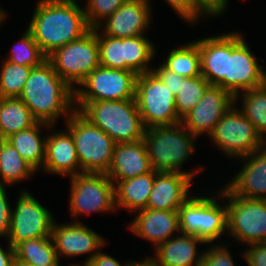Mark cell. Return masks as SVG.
<instances>
[{"mask_svg":"<svg viewBox=\"0 0 266 266\" xmlns=\"http://www.w3.org/2000/svg\"><path fill=\"white\" fill-rule=\"evenodd\" d=\"M227 32V75L225 90L234 97L243 91L260 87L266 83L264 66L260 65L248 45L244 33Z\"/></svg>","mask_w":266,"mask_h":266,"instance_id":"obj_12","label":"cell"},{"mask_svg":"<svg viewBox=\"0 0 266 266\" xmlns=\"http://www.w3.org/2000/svg\"><path fill=\"white\" fill-rule=\"evenodd\" d=\"M221 195L227 206V236L231 243L266 242V200L230 194L221 185Z\"/></svg>","mask_w":266,"mask_h":266,"instance_id":"obj_9","label":"cell"},{"mask_svg":"<svg viewBox=\"0 0 266 266\" xmlns=\"http://www.w3.org/2000/svg\"><path fill=\"white\" fill-rule=\"evenodd\" d=\"M7 15V12H5V10L0 6V27L2 26L3 22H6V18H8Z\"/></svg>","mask_w":266,"mask_h":266,"instance_id":"obj_47","label":"cell"},{"mask_svg":"<svg viewBox=\"0 0 266 266\" xmlns=\"http://www.w3.org/2000/svg\"><path fill=\"white\" fill-rule=\"evenodd\" d=\"M133 266H154L145 256L141 261H136Z\"/></svg>","mask_w":266,"mask_h":266,"instance_id":"obj_46","label":"cell"},{"mask_svg":"<svg viewBox=\"0 0 266 266\" xmlns=\"http://www.w3.org/2000/svg\"><path fill=\"white\" fill-rule=\"evenodd\" d=\"M226 243H209V247L203 252L200 266H236L232 252L228 249L230 244Z\"/></svg>","mask_w":266,"mask_h":266,"instance_id":"obj_39","label":"cell"},{"mask_svg":"<svg viewBox=\"0 0 266 266\" xmlns=\"http://www.w3.org/2000/svg\"><path fill=\"white\" fill-rule=\"evenodd\" d=\"M37 171L6 139H0V186L8 187L31 179Z\"/></svg>","mask_w":266,"mask_h":266,"instance_id":"obj_28","label":"cell"},{"mask_svg":"<svg viewBox=\"0 0 266 266\" xmlns=\"http://www.w3.org/2000/svg\"><path fill=\"white\" fill-rule=\"evenodd\" d=\"M81 264H79V263H72V264H70L69 263V264H66V266H88V263H85V262H82ZM57 266H65V265H61L60 262H59Z\"/></svg>","mask_w":266,"mask_h":266,"instance_id":"obj_49","label":"cell"},{"mask_svg":"<svg viewBox=\"0 0 266 266\" xmlns=\"http://www.w3.org/2000/svg\"><path fill=\"white\" fill-rule=\"evenodd\" d=\"M156 171L114 184L115 209L135 213L147 208L155 181Z\"/></svg>","mask_w":266,"mask_h":266,"instance_id":"obj_25","label":"cell"},{"mask_svg":"<svg viewBox=\"0 0 266 266\" xmlns=\"http://www.w3.org/2000/svg\"><path fill=\"white\" fill-rule=\"evenodd\" d=\"M18 193V200L12 208L9 235L6 239L14 248L23 241L51 236L56 218L31 192H28V189Z\"/></svg>","mask_w":266,"mask_h":266,"instance_id":"obj_13","label":"cell"},{"mask_svg":"<svg viewBox=\"0 0 266 266\" xmlns=\"http://www.w3.org/2000/svg\"><path fill=\"white\" fill-rule=\"evenodd\" d=\"M198 245L207 246L196 236L179 233L157 246L155 254L146 258L154 266H200L204 248L202 251Z\"/></svg>","mask_w":266,"mask_h":266,"instance_id":"obj_22","label":"cell"},{"mask_svg":"<svg viewBox=\"0 0 266 266\" xmlns=\"http://www.w3.org/2000/svg\"><path fill=\"white\" fill-rule=\"evenodd\" d=\"M237 102H240V106ZM235 104L266 142V83L260 87L238 93L235 96Z\"/></svg>","mask_w":266,"mask_h":266,"instance_id":"obj_31","label":"cell"},{"mask_svg":"<svg viewBox=\"0 0 266 266\" xmlns=\"http://www.w3.org/2000/svg\"><path fill=\"white\" fill-rule=\"evenodd\" d=\"M70 179L69 211L73 222L78 217L96 213L116 212L114 183L106 174L80 173Z\"/></svg>","mask_w":266,"mask_h":266,"instance_id":"obj_10","label":"cell"},{"mask_svg":"<svg viewBox=\"0 0 266 266\" xmlns=\"http://www.w3.org/2000/svg\"><path fill=\"white\" fill-rule=\"evenodd\" d=\"M38 121L19 97L0 98V139H7Z\"/></svg>","mask_w":266,"mask_h":266,"instance_id":"obj_27","label":"cell"},{"mask_svg":"<svg viewBox=\"0 0 266 266\" xmlns=\"http://www.w3.org/2000/svg\"><path fill=\"white\" fill-rule=\"evenodd\" d=\"M161 64L168 70L184 77H197L201 75L200 52L197 40L181 43L170 49ZM163 62V63H162Z\"/></svg>","mask_w":266,"mask_h":266,"instance_id":"obj_29","label":"cell"},{"mask_svg":"<svg viewBox=\"0 0 266 266\" xmlns=\"http://www.w3.org/2000/svg\"><path fill=\"white\" fill-rule=\"evenodd\" d=\"M156 51L155 44L150 38H147V35L126 37L125 70L134 71L137 75L150 72L154 65L152 62L157 55Z\"/></svg>","mask_w":266,"mask_h":266,"instance_id":"obj_30","label":"cell"},{"mask_svg":"<svg viewBox=\"0 0 266 266\" xmlns=\"http://www.w3.org/2000/svg\"><path fill=\"white\" fill-rule=\"evenodd\" d=\"M19 98L38 122L49 125L59 124L61 118L65 121L75 111V90L48 59L32 68Z\"/></svg>","mask_w":266,"mask_h":266,"instance_id":"obj_2","label":"cell"},{"mask_svg":"<svg viewBox=\"0 0 266 266\" xmlns=\"http://www.w3.org/2000/svg\"><path fill=\"white\" fill-rule=\"evenodd\" d=\"M214 193L206 196L193 192L178 208L180 233L196 236L207 245L227 237V206L221 189Z\"/></svg>","mask_w":266,"mask_h":266,"instance_id":"obj_5","label":"cell"},{"mask_svg":"<svg viewBox=\"0 0 266 266\" xmlns=\"http://www.w3.org/2000/svg\"><path fill=\"white\" fill-rule=\"evenodd\" d=\"M192 180L191 176L182 172H156L147 208L178 210L193 194L190 188L194 183Z\"/></svg>","mask_w":266,"mask_h":266,"instance_id":"obj_21","label":"cell"},{"mask_svg":"<svg viewBox=\"0 0 266 266\" xmlns=\"http://www.w3.org/2000/svg\"><path fill=\"white\" fill-rule=\"evenodd\" d=\"M136 261L127 260L121 262L115 257L100 250L89 262L88 266H133ZM124 263V264H123Z\"/></svg>","mask_w":266,"mask_h":266,"instance_id":"obj_44","label":"cell"},{"mask_svg":"<svg viewBox=\"0 0 266 266\" xmlns=\"http://www.w3.org/2000/svg\"><path fill=\"white\" fill-rule=\"evenodd\" d=\"M97 41L99 44L100 65L107 68L125 70V38L105 35L97 29Z\"/></svg>","mask_w":266,"mask_h":266,"instance_id":"obj_36","label":"cell"},{"mask_svg":"<svg viewBox=\"0 0 266 266\" xmlns=\"http://www.w3.org/2000/svg\"><path fill=\"white\" fill-rule=\"evenodd\" d=\"M49 127L50 125L47 123L37 122L29 129L21 130L6 139L37 173L40 172L45 161L46 137L48 134L45 131L48 132Z\"/></svg>","mask_w":266,"mask_h":266,"instance_id":"obj_26","label":"cell"},{"mask_svg":"<svg viewBox=\"0 0 266 266\" xmlns=\"http://www.w3.org/2000/svg\"><path fill=\"white\" fill-rule=\"evenodd\" d=\"M135 99L146 129L181 123L175 95L152 71L137 76Z\"/></svg>","mask_w":266,"mask_h":266,"instance_id":"obj_11","label":"cell"},{"mask_svg":"<svg viewBox=\"0 0 266 266\" xmlns=\"http://www.w3.org/2000/svg\"><path fill=\"white\" fill-rule=\"evenodd\" d=\"M134 71L99 66L75 90V102L135 99Z\"/></svg>","mask_w":266,"mask_h":266,"instance_id":"obj_14","label":"cell"},{"mask_svg":"<svg viewBox=\"0 0 266 266\" xmlns=\"http://www.w3.org/2000/svg\"><path fill=\"white\" fill-rule=\"evenodd\" d=\"M51 238L59 261L62 257L65 259L89 254L83 261L88 263L107 244L98 232L83 222L72 220L61 224L55 220Z\"/></svg>","mask_w":266,"mask_h":266,"instance_id":"obj_15","label":"cell"},{"mask_svg":"<svg viewBox=\"0 0 266 266\" xmlns=\"http://www.w3.org/2000/svg\"><path fill=\"white\" fill-rule=\"evenodd\" d=\"M49 129L52 132L46 137L45 161L40 171L67 178L82 173L71 132L57 130L56 125H50Z\"/></svg>","mask_w":266,"mask_h":266,"instance_id":"obj_19","label":"cell"},{"mask_svg":"<svg viewBox=\"0 0 266 266\" xmlns=\"http://www.w3.org/2000/svg\"><path fill=\"white\" fill-rule=\"evenodd\" d=\"M64 123L71 132L81 172L106 174L113 160L116 145L113 139L78 110Z\"/></svg>","mask_w":266,"mask_h":266,"instance_id":"obj_6","label":"cell"},{"mask_svg":"<svg viewBox=\"0 0 266 266\" xmlns=\"http://www.w3.org/2000/svg\"><path fill=\"white\" fill-rule=\"evenodd\" d=\"M234 103L235 97L229 91L209 85L195 107L181 118V124L196 138L209 136Z\"/></svg>","mask_w":266,"mask_h":266,"instance_id":"obj_16","label":"cell"},{"mask_svg":"<svg viewBox=\"0 0 266 266\" xmlns=\"http://www.w3.org/2000/svg\"><path fill=\"white\" fill-rule=\"evenodd\" d=\"M195 2L211 17L225 16L228 10L229 0H195Z\"/></svg>","mask_w":266,"mask_h":266,"instance_id":"obj_43","label":"cell"},{"mask_svg":"<svg viewBox=\"0 0 266 266\" xmlns=\"http://www.w3.org/2000/svg\"><path fill=\"white\" fill-rule=\"evenodd\" d=\"M75 110L102 129L115 143L136 142L144 138L146 128L136 99L75 102Z\"/></svg>","mask_w":266,"mask_h":266,"instance_id":"obj_4","label":"cell"},{"mask_svg":"<svg viewBox=\"0 0 266 266\" xmlns=\"http://www.w3.org/2000/svg\"><path fill=\"white\" fill-rule=\"evenodd\" d=\"M14 250L17 260L33 266H57L61 262L51 236L23 241Z\"/></svg>","mask_w":266,"mask_h":266,"instance_id":"obj_32","label":"cell"},{"mask_svg":"<svg viewBox=\"0 0 266 266\" xmlns=\"http://www.w3.org/2000/svg\"><path fill=\"white\" fill-rule=\"evenodd\" d=\"M32 68L3 59L0 66V98L19 97Z\"/></svg>","mask_w":266,"mask_h":266,"instance_id":"obj_33","label":"cell"},{"mask_svg":"<svg viewBox=\"0 0 266 266\" xmlns=\"http://www.w3.org/2000/svg\"><path fill=\"white\" fill-rule=\"evenodd\" d=\"M248 247L240 253L248 266H266V242L250 244Z\"/></svg>","mask_w":266,"mask_h":266,"instance_id":"obj_40","label":"cell"},{"mask_svg":"<svg viewBox=\"0 0 266 266\" xmlns=\"http://www.w3.org/2000/svg\"><path fill=\"white\" fill-rule=\"evenodd\" d=\"M12 266H33L32 264L17 260L16 258L13 261Z\"/></svg>","mask_w":266,"mask_h":266,"instance_id":"obj_48","label":"cell"},{"mask_svg":"<svg viewBox=\"0 0 266 266\" xmlns=\"http://www.w3.org/2000/svg\"><path fill=\"white\" fill-rule=\"evenodd\" d=\"M10 50L9 55L7 54L4 60L19 65L36 67L47 59L33 39L32 34L26 28L20 40L13 43Z\"/></svg>","mask_w":266,"mask_h":266,"instance_id":"obj_35","label":"cell"},{"mask_svg":"<svg viewBox=\"0 0 266 266\" xmlns=\"http://www.w3.org/2000/svg\"><path fill=\"white\" fill-rule=\"evenodd\" d=\"M153 170L156 172H182L193 179L204 167L184 169V163L193 157L196 151L197 138L181 123L171 126L147 128L143 138Z\"/></svg>","mask_w":266,"mask_h":266,"instance_id":"obj_3","label":"cell"},{"mask_svg":"<svg viewBox=\"0 0 266 266\" xmlns=\"http://www.w3.org/2000/svg\"><path fill=\"white\" fill-rule=\"evenodd\" d=\"M86 21L90 28H96L103 20L111 16L127 0H82Z\"/></svg>","mask_w":266,"mask_h":266,"instance_id":"obj_37","label":"cell"},{"mask_svg":"<svg viewBox=\"0 0 266 266\" xmlns=\"http://www.w3.org/2000/svg\"><path fill=\"white\" fill-rule=\"evenodd\" d=\"M7 188L0 186V238H7L9 235L10 217L12 206L8 201Z\"/></svg>","mask_w":266,"mask_h":266,"instance_id":"obj_41","label":"cell"},{"mask_svg":"<svg viewBox=\"0 0 266 266\" xmlns=\"http://www.w3.org/2000/svg\"><path fill=\"white\" fill-rule=\"evenodd\" d=\"M7 243L6 249L0 245V266H12L15 259L14 247Z\"/></svg>","mask_w":266,"mask_h":266,"instance_id":"obj_45","label":"cell"},{"mask_svg":"<svg viewBox=\"0 0 266 266\" xmlns=\"http://www.w3.org/2000/svg\"><path fill=\"white\" fill-rule=\"evenodd\" d=\"M209 85L202 75L181 80V86L175 95V109L180 118L195 107Z\"/></svg>","mask_w":266,"mask_h":266,"instance_id":"obj_34","label":"cell"},{"mask_svg":"<svg viewBox=\"0 0 266 266\" xmlns=\"http://www.w3.org/2000/svg\"><path fill=\"white\" fill-rule=\"evenodd\" d=\"M164 1V0H163ZM175 14L191 26L199 24L211 17L195 2V0H165ZM210 18V19H209ZM202 19V20H201Z\"/></svg>","mask_w":266,"mask_h":266,"instance_id":"obj_38","label":"cell"},{"mask_svg":"<svg viewBox=\"0 0 266 266\" xmlns=\"http://www.w3.org/2000/svg\"><path fill=\"white\" fill-rule=\"evenodd\" d=\"M226 158L239 159L262 149L266 142L234 103L207 137Z\"/></svg>","mask_w":266,"mask_h":266,"instance_id":"obj_8","label":"cell"},{"mask_svg":"<svg viewBox=\"0 0 266 266\" xmlns=\"http://www.w3.org/2000/svg\"><path fill=\"white\" fill-rule=\"evenodd\" d=\"M168 88L174 95H177L179 87L181 86V80L184 77L166 69L162 64L157 67L154 65L151 70Z\"/></svg>","mask_w":266,"mask_h":266,"instance_id":"obj_42","label":"cell"},{"mask_svg":"<svg viewBox=\"0 0 266 266\" xmlns=\"http://www.w3.org/2000/svg\"><path fill=\"white\" fill-rule=\"evenodd\" d=\"M240 159V160H239ZM236 159L243 164L224 188L234 196L266 200V145L252 154Z\"/></svg>","mask_w":266,"mask_h":266,"instance_id":"obj_18","label":"cell"},{"mask_svg":"<svg viewBox=\"0 0 266 266\" xmlns=\"http://www.w3.org/2000/svg\"><path fill=\"white\" fill-rule=\"evenodd\" d=\"M152 8L151 0H127L96 28L102 34L118 38L147 35L154 18Z\"/></svg>","mask_w":266,"mask_h":266,"instance_id":"obj_17","label":"cell"},{"mask_svg":"<svg viewBox=\"0 0 266 266\" xmlns=\"http://www.w3.org/2000/svg\"><path fill=\"white\" fill-rule=\"evenodd\" d=\"M218 34L197 39V45L200 52L201 75L210 85L225 89L227 32Z\"/></svg>","mask_w":266,"mask_h":266,"instance_id":"obj_24","label":"cell"},{"mask_svg":"<svg viewBox=\"0 0 266 266\" xmlns=\"http://www.w3.org/2000/svg\"><path fill=\"white\" fill-rule=\"evenodd\" d=\"M153 168L144 140L116 143L112 164L106 173L115 184L152 172Z\"/></svg>","mask_w":266,"mask_h":266,"instance_id":"obj_23","label":"cell"},{"mask_svg":"<svg viewBox=\"0 0 266 266\" xmlns=\"http://www.w3.org/2000/svg\"><path fill=\"white\" fill-rule=\"evenodd\" d=\"M78 1L81 0H36L26 29L46 57L91 29Z\"/></svg>","mask_w":266,"mask_h":266,"instance_id":"obj_1","label":"cell"},{"mask_svg":"<svg viewBox=\"0 0 266 266\" xmlns=\"http://www.w3.org/2000/svg\"><path fill=\"white\" fill-rule=\"evenodd\" d=\"M47 59L57 74L76 90L100 66L97 28H91L81 38L56 49Z\"/></svg>","mask_w":266,"mask_h":266,"instance_id":"obj_7","label":"cell"},{"mask_svg":"<svg viewBox=\"0 0 266 266\" xmlns=\"http://www.w3.org/2000/svg\"><path fill=\"white\" fill-rule=\"evenodd\" d=\"M127 229L136 237L147 240L153 250L180 233L177 210H153L146 208L135 212Z\"/></svg>","mask_w":266,"mask_h":266,"instance_id":"obj_20","label":"cell"}]
</instances>
